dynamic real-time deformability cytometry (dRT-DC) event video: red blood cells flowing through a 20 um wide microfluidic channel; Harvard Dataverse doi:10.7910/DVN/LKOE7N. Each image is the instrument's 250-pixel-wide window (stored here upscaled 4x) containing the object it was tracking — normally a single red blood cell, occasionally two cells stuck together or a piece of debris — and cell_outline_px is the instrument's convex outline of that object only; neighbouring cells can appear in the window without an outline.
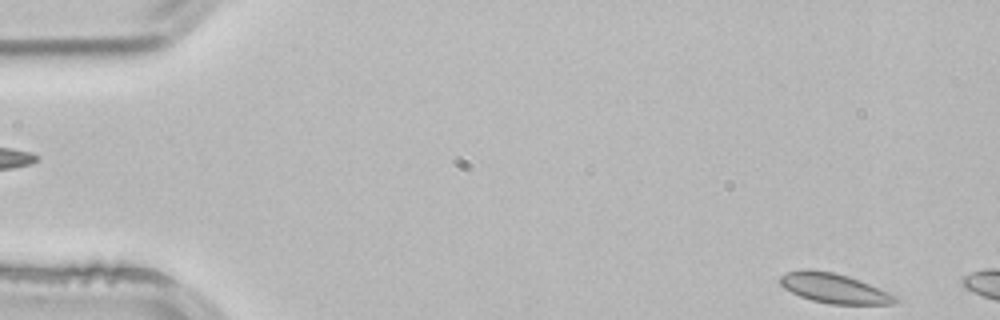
{"species": "common noctule bat (a hibernating species)", "species_latin": "Nyctalus noctula", "temperature_condition": "room temperature", "stored_images_in_passage": 3, "segment_of_instrument_passage": [2, 2], "camera_frame_rate_fps": 3000, "um_per_image_px": 0.085, "animal": {"sex": "male", "body_mass_g": 21.5, "forearm_length_mm": 52.0}, "frame": {"image": 1, "passage_image": 3, "time_ms": 0.667, "image_size_px": [1000, 320], "cell_outline_px": [[900, 300], [892, 304], [828, 304], [812, 300], [800, 296], [784, 288], [780, 284], [780, 276], [788, 272], [800, 268], [808, 268], [832, 272], [848, 276], [860, 280], [888, 292], [896, 296]], "centroid_in_image_um": [70.88, 24.49], "position_along_channel_um": 14.1, "area_um2": 20.0}}